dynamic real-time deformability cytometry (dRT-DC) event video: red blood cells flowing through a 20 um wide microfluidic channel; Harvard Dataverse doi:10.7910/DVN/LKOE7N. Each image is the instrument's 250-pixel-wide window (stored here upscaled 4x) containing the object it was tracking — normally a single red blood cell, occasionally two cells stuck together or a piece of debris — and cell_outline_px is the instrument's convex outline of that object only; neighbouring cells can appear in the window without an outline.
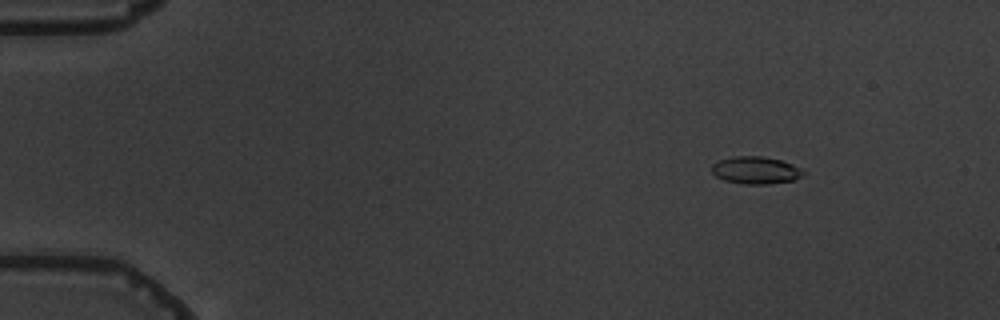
{"species": "common noctule bat (a hibernating species)", "species_latin": "Nyctalus noctula", "temperature_condition": "warm", "stored_images_in_passage": 4, "camera_frame_rate_fps": 3000, "um_per_image_px": 0.085, "animal": {"sex": "male", "body_mass_g": 19.5, "forearm_length_mm": 54.6}, "frame": {"image": 1, "passage_image": 1, "time_ms": 0.0, "image_size_px": [1000, 320], "cell_outline_px": [[804, 172], [800, 176], [792, 180], [768, 184], [744, 184], [724, 180], [716, 176], [712, 172], [712, 164], [720, 160], [732, 156], [764, 156], [780, 160], [804, 168]], "centroid_in_image_um": [64.23, 14.46], "position_along_channel_um": 20.8, "area_um2": 14.57}}
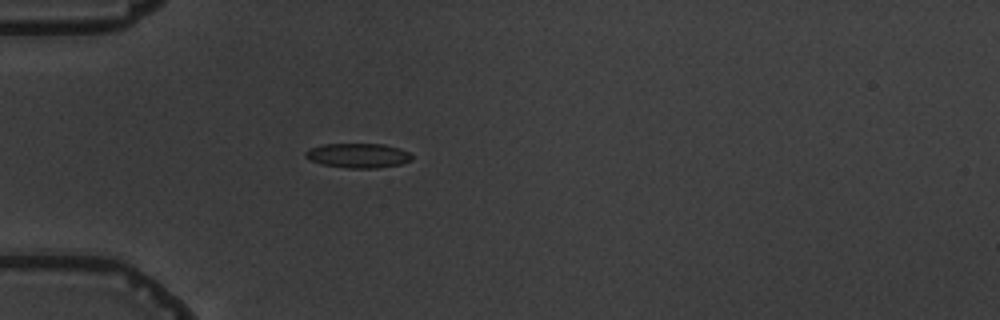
{"frame": {"image": 2, "passage_image": 4, "time_ms": 3.333, "image_size_px": [1000, 320], "cell_outline_px": [[412, 160], [400, 164], [376, 168], [348, 168], [320, 164], [304, 156], [304, 152], [308, 148], [324, 144], [384, 144], [400, 148], [408, 152], [412, 156]], "centroid_in_image_um": [30.42, 13.21], "position_along_channel_um": 54.6, "area_um2": 15.26}}